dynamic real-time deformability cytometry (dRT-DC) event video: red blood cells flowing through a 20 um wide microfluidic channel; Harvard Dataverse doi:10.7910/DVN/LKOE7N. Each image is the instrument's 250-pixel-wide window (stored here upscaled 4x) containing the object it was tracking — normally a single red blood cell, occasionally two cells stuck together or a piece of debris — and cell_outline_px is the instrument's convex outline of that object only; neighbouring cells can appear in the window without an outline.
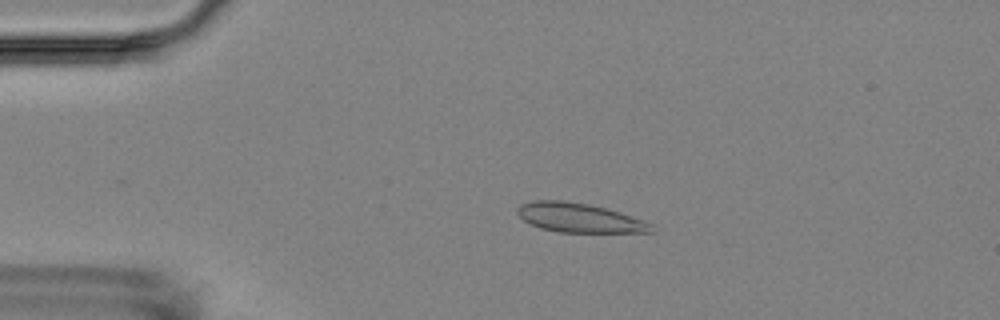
{"species": "Egyptian fruit bat (a non-hibernating species)", "species_latin": "Rousettus aegyptiacus", "temperature_condition": "room temperature", "stored_images_in_passage": 3, "camera_frame_rate_fps": 3000, "um_per_image_px": 0.085, "animal": {"sex": "female"}, "frame": {"image": 1, "passage_image": 2, "time_ms": 1.0, "image_size_px": [1000, 320], "cell_outline_px": [[656, 232], [556, 232], [540, 228], [524, 220], [516, 212], [516, 208], [520, 204], [532, 200], [564, 200], [588, 204], [604, 208], [644, 220], [652, 224]], "centroid_in_image_um": [49.21, 18.51], "position_along_channel_um": 35.8, "area_um2": 22.77}}